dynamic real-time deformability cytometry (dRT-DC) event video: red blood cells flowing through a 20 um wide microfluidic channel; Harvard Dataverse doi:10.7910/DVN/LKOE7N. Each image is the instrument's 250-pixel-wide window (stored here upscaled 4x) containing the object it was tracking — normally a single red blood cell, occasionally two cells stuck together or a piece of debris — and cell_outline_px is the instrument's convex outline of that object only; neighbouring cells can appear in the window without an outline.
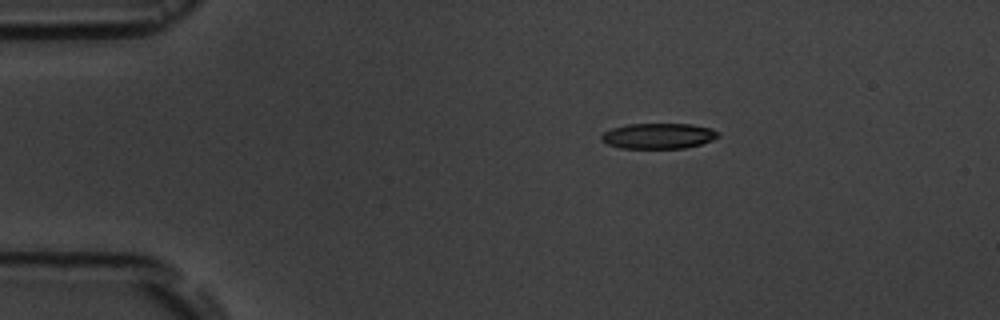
{"species": "common noctule bat (a hibernating species)", "species_latin": "Nyctalus noctula", "temperature_condition": "room temperature", "stored_images_in_passage": 2, "camera_frame_rate_fps": 3000, "um_per_image_px": 0.085, "animal": {"sex": "male", "body_mass_g": 19.5, "forearm_length_mm": 54.6}, "frame": {"image": 1, "passage_image": 1, "time_ms": 0.0, "image_size_px": [1000, 320], "cell_outline_px": [[720, 136], [712, 140], [700, 144], [684, 148], [620, 148], [608, 144], [600, 140], [600, 136], [604, 132], [612, 128], [628, 124], [692, 124], [712, 128], [720, 132]], "centroid_in_image_um": [55.98, 11.55], "position_along_channel_um": 29.0, "area_um2": 17.46}}